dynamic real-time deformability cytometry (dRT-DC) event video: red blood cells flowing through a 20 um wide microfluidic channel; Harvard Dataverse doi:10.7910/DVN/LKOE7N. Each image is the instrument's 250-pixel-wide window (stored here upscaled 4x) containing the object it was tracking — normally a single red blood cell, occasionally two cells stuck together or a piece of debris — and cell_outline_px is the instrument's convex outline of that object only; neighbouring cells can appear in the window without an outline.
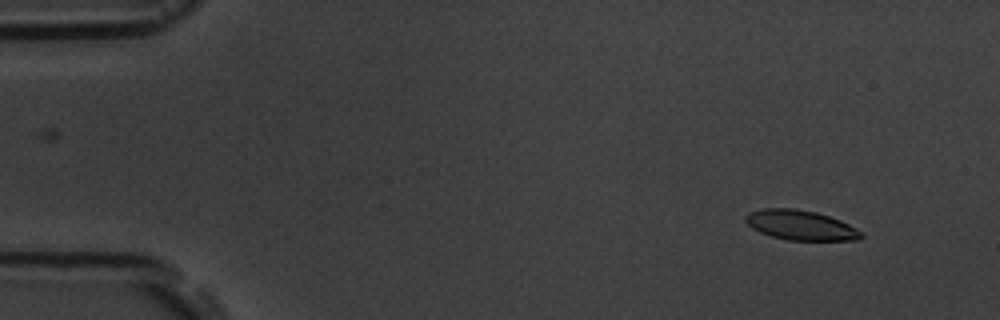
{"species": "common noctule bat (a hibernating species)", "species_latin": "Nyctalus noctula", "temperature_condition": "room temperature", "stored_images_in_passage": 6, "camera_frame_rate_fps": 3000, "um_per_image_px": 0.085, "animal": {"sex": "male", "body_mass_g": 19.5, "forearm_length_mm": 54.6}, "frame": {"image": 1, "passage_image": 1, "time_ms": 0.0, "image_size_px": [1000, 320], "cell_outline_px": [[864, 236], [860, 240], [788, 240], [772, 236], [760, 232], [752, 228], [744, 220], [744, 216], [748, 212], [764, 208], [792, 208], [816, 212], [840, 220], [856, 228]], "centroid_in_image_um": [68.03, 19.13], "position_along_channel_um": 17.0, "area_um2": 20.06}}
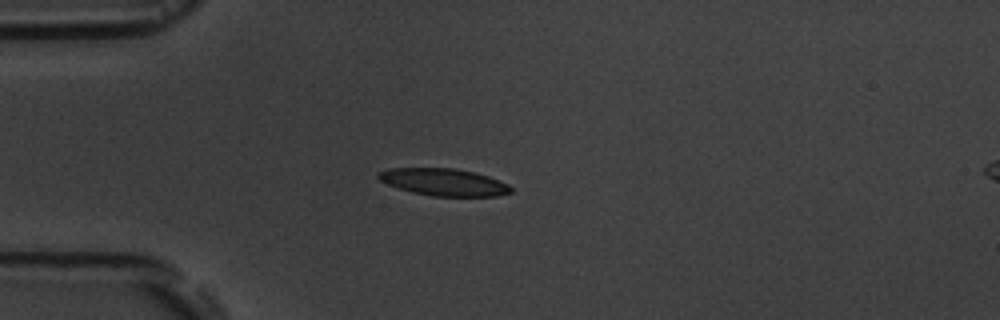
{"frame": {"image": 2, "passage_image": 4, "time_ms": 3.333, "image_size_px": [1000, 320], "cell_outline_px": [[512, 192], [496, 196], [432, 196], [412, 192], [388, 184], [380, 180], [376, 176], [380, 172], [388, 168], [456, 168], [488, 176], [508, 184], [512, 188]], "centroid_in_image_um": [37.73, 15.48], "position_along_channel_um": 47.3, "area_um2": 20.81}}
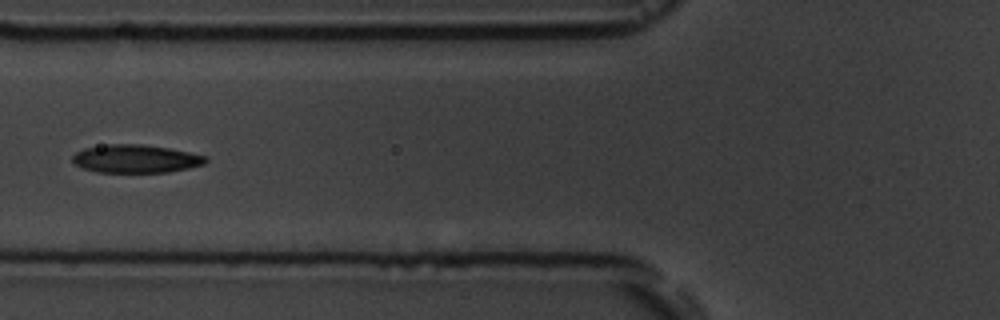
{"frame": {"image": 3, "passage_image": 6, "time_ms": 5.667, "image_size_px": [1000, 320], "cell_outline_px": [[208, 160], [204, 164], [188, 168], [168, 172], [96, 172], [80, 168], [72, 160], [72, 156], [76, 152], [84, 148], [108, 144], [140, 144], [168, 148], [208, 156]], "centroid_in_image_um": [11.52, 13.5], "position_along_channel_um": 114.3, "area_um2": 21.85}}